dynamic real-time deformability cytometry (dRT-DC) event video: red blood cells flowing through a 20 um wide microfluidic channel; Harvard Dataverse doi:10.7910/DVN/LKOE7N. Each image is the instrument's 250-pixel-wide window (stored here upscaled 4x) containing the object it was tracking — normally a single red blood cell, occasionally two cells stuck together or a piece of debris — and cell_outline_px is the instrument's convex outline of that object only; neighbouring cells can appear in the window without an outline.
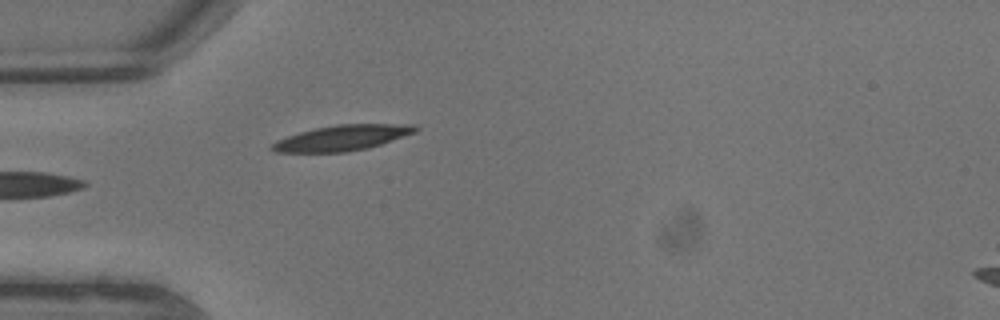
{"species": "common noctule bat (a hibernating species)", "species_latin": "Nyctalus noctula", "temperature_condition": "warm", "stored_images_in_passage": 4, "camera_frame_rate_fps": 3000, "um_per_image_px": 0.085, "animal": {"sex": "male", "body_mass_g": 13.3}, "frame": {"image": 1, "passage_image": 4, "time_ms": 1.0, "image_size_px": [1000, 320], "cell_outline_px": [[420, 128], [416, 132], [368, 148], [348, 152], [276, 152], [268, 148], [276, 140], [300, 132], [316, 128], [336, 124], [416, 124]], "centroid_in_image_um": [29.1, 11.71], "position_along_channel_um": 55.9, "area_um2": 21.27}}